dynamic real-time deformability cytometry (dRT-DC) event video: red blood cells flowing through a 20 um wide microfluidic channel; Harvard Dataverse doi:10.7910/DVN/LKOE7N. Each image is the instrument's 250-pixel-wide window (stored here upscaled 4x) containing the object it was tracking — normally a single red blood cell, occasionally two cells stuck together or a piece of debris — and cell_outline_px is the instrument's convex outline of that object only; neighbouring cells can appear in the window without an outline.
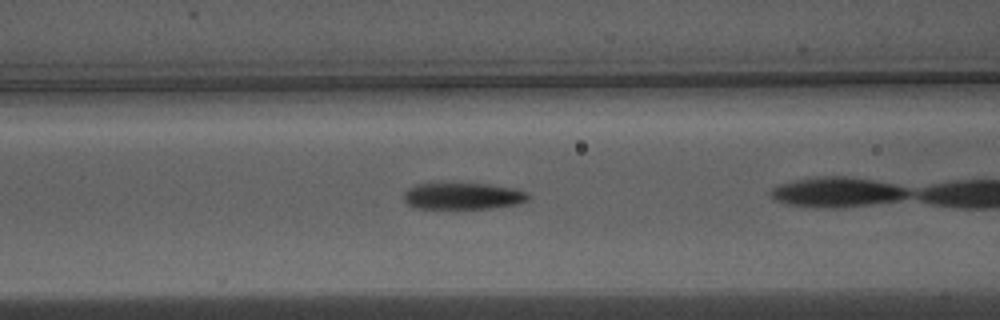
{"species": "Egyptian fruit bat (a non-hibernating species)", "species_latin": "Rousettus aegyptiacus", "temperature_condition": "warm", "stored_images_in_passage": 26, "camera_frame_rate_fps": 3000, "um_per_image_px": 0.085, "animal": {"sex": "male"}, "frame": {"image": 1, "passage_image": 5, "time_ms": 1.333, "image_size_px": [1000, 320], "cell_outline_px": [[532, 196], [528, 200], [516, 204], [492, 208], [416, 208], [408, 204], [404, 200], [404, 192], [408, 188], [416, 184], [488, 184], [512, 188], [528, 192]], "centroid_in_image_um": [39.37, 16.67], "position_along_channel_um": 127.2, "area_um2": 19.13}}